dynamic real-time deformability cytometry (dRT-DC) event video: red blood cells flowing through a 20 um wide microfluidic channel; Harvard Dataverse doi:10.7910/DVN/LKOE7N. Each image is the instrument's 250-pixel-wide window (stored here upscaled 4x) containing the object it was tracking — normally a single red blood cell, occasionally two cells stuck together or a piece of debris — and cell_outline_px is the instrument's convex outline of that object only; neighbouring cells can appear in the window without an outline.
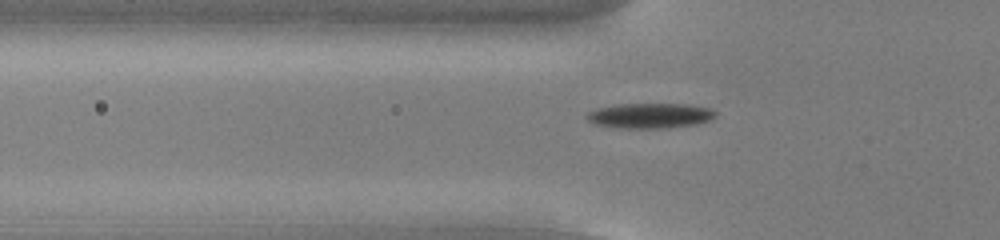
{"species": "common noctule bat (a hibernating species)", "species_latin": "Nyctalus noctula", "temperature_condition": "cold", "stored_images_in_passage": 54, "camera_frame_rate_fps": 3000, "um_per_image_px": 0.085, "animal": {"sex": "male", "body_mass_g": 13.0, "forearm_length_mm": 53.1}, "frame": {"image": 1, "passage_image": 19, "time_ms": 6.0, "image_size_px": [1000, 240], "cell_outline_px": [[716, 116], [712, 120], [696, 124], [668, 128], [620, 128], [592, 124], [584, 116], [588, 112], [596, 108], [616, 104], [688, 104], [712, 108], [716, 112]], "centroid_in_image_um": [55.25, 9.83], "position_along_channel_um": 70.6, "area_um2": 19.19}}
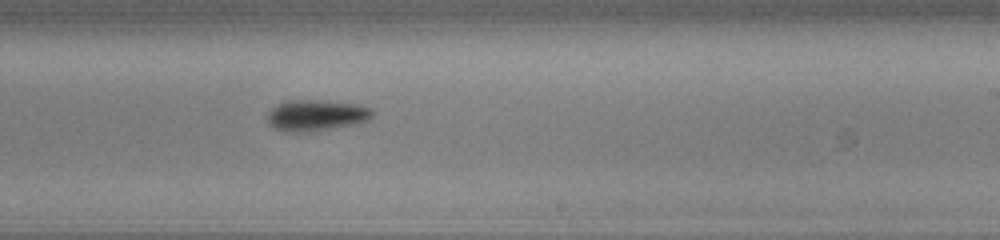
{"frame": {"image": 2, "passage_image": 34, "time_ms": 11.0, "image_size_px": [1000, 240], "cell_outline_px": [[376, 112], [368, 120], [356, 124], [336, 128], [312, 132], [284, 132], [268, 124], [268, 112], [276, 104], [288, 100], [320, 100], [360, 104], [372, 108]], "centroid_in_image_um": [26.91, 9.8], "position_along_channel_um": 262.1, "area_um2": 19.48}}
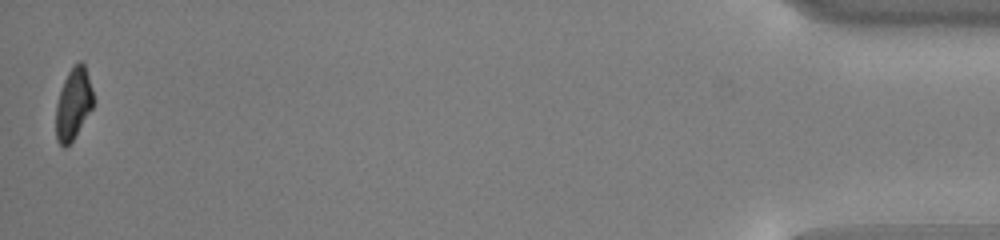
{"frame": {"image": 3, "passage_image": 54, "time_ms": 17.667, "image_size_px": [1000, 240], "cell_outline_px": [[96, 100], [92, 108], [72, 140], [64, 148], [56, 140], [56, 104], [64, 80], [68, 72], [80, 60], [84, 64]], "centroid_in_image_um": [6.25, 8.82], "position_along_channel_um": 429.0, "area_um2": 15.43}, "authors_computed_cell_mechanics": {"area_um2": 17.3978, "velocity_mm_per_s": 3.849, "shape_relaxation_time_tau1_ms": 1.9669, "shape_relaxation_time_tau2_ms": null, "deformation_change_tau1": 0.1149, "deformation_change_tau2": null}}